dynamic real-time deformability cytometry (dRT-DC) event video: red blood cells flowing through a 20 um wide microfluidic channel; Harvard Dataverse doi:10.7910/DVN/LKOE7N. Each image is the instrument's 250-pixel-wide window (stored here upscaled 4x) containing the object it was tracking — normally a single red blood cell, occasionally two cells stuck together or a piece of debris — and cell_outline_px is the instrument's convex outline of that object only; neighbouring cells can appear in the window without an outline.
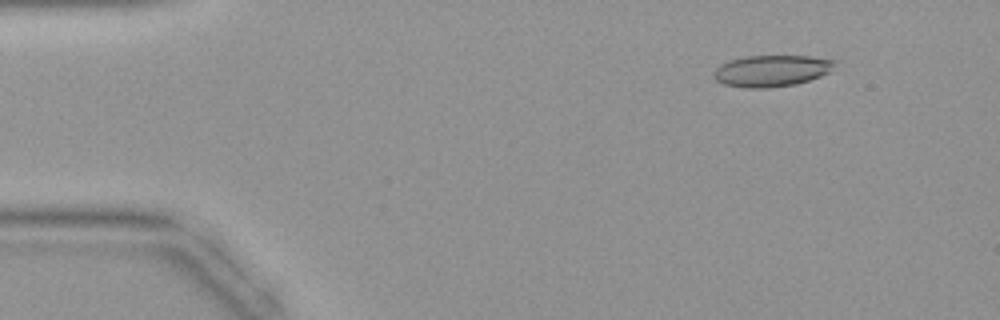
{"species": "common noctule bat (a hibernating species)", "species_latin": "Nyctalus noctula", "temperature_condition": "warm", "stored_images_in_passage": 43, "camera_frame_rate_fps": 3000, "um_per_image_px": 0.085, "animal": {"sex": "female", "body_mass_g": 19.9}, "frame": {"image": 1, "passage_image": 5, "time_ms": 1.333, "image_size_px": [1000, 320], "cell_outline_px": [[836, 60], [828, 72], [820, 76], [796, 84], [768, 88], [744, 88], [724, 84], [716, 80], [712, 72], [720, 64], [728, 60], [744, 56], [808, 56]], "centroid_in_image_um": [65.52, 6.02], "position_along_channel_um": 19.5, "area_um2": 22.14}}
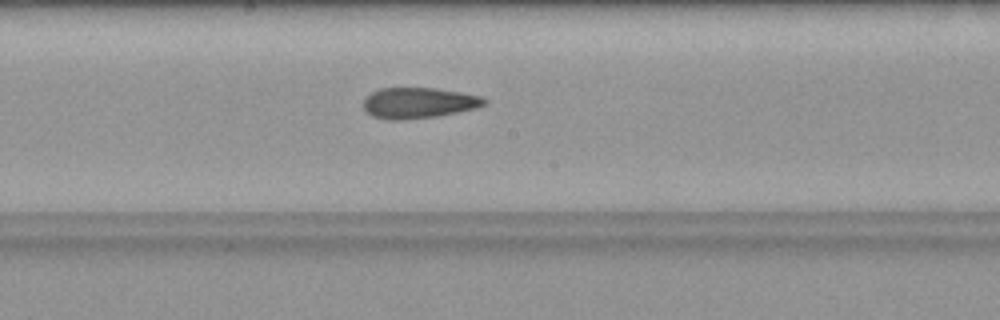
{"frame": {"image": 2, "passage_image": 23, "time_ms": 7.333, "image_size_px": [1000, 320], "cell_outline_px": [[488, 104], [476, 108], [436, 116], [400, 120], [388, 120], [372, 116], [364, 108], [364, 96], [380, 88], [436, 88], [460, 92], [480, 96], [488, 100]], "centroid_in_image_um": [35.58, 8.74], "position_along_channel_um": 212.6, "area_um2": 21.68}}
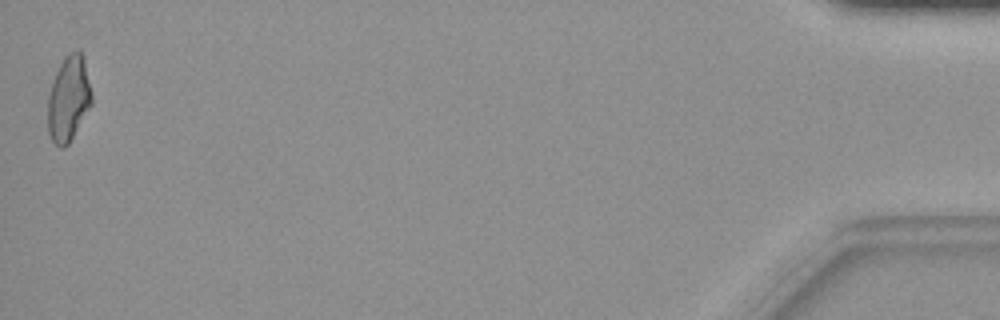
{"frame": {"image": 3, "passage_image": 43, "time_ms": 14.0, "image_size_px": [1000, 320], "cell_outline_px": [[92, 104], [68, 144], [64, 148], [60, 148], [52, 140], [48, 132], [48, 92], [52, 80], [64, 56], [68, 52], [80, 52], [84, 60], [92, 92]], "centroid_in_image_um": [5.82, 8.4], "position_along_channel_um": 429.4, "area_um2": 21.79}}